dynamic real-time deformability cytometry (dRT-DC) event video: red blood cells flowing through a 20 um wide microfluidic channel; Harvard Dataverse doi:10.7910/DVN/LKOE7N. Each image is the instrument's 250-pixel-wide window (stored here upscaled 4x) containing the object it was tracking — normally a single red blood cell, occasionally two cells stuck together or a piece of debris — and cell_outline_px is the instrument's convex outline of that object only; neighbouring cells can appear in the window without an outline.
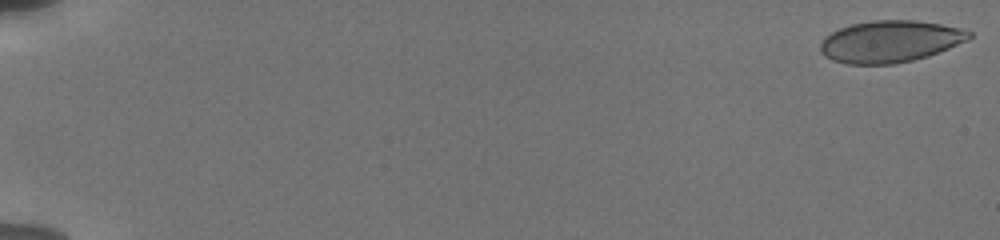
{"species": "human", "species_latin": "Homo sapiens", "temperature_condition": "cold", "stored_images_in_passage": 66, "camera_frame_rate_fps": 3000, "um_per_image_px": 0.085, "donor": {"sex": "male"}, "frame": {"image": 1, "passage_image": 1, "time_ms": 0.0, "image_size_px": [1000, 240], "cell_outline_px": [[972, 36], [968, 40], [928, 56], [912, 60], [892, 64], [848, 64], [832, 60], [824, 56], [820, 52], [820, 44], [832, 32], [840, 28], [852, 24], [872, 20], [916, 20], [940, 24], [960, 28], [972, 32]], "centroid_in_image_um": [75.66, 3.52], "position_along_channel_um": 9.3, "area_um2": 36.07}}
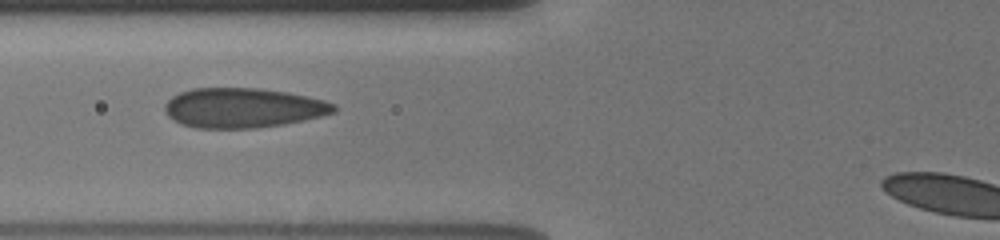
{"frame": {"image": 2, "passage_image": 32, "time_ms": 7.667, "image_size_px": [1000, 240], "cell_outline_px": [[336, 112], [320, 116], [284, 124], [256, 128], [196, 128], [180, 124], [168, 116], [164, 112], [164, 104], [172, 96], [180, 92], [192, 88], [260, 88], [288, 92], [308, 96], [324, 100], [336, 104]], "centroid_in_image_um": [20.64, 9.16], "position_along_channel_um": 105.2, "area_um2": 39.42}}
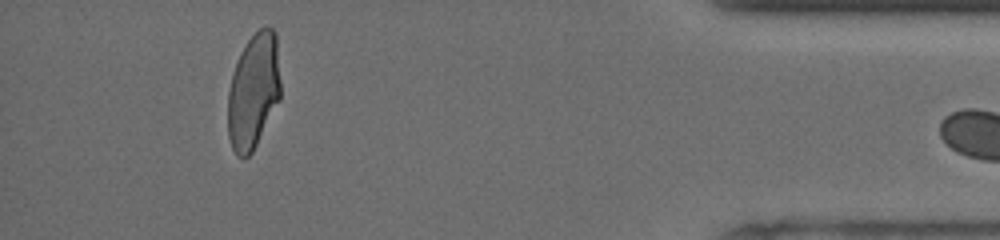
{"frame": {"image": 3, "passage_image": 65, "time_ms": 17.0, "image_size_px": [1000, 240], "cell_outline_px": [[280, 100], [252, 152], [244, 160], [236, 156], [232, 148], [228, 136], [228, 92], [232, 72], [240, 52], [248, 40], [260, 28], [268, 24], [276, 32], [280, 80]], "centroid_in_image_um": [21.54, 7.75], "position_along_channel_um": 413.7, "area_um2": 35.84}}